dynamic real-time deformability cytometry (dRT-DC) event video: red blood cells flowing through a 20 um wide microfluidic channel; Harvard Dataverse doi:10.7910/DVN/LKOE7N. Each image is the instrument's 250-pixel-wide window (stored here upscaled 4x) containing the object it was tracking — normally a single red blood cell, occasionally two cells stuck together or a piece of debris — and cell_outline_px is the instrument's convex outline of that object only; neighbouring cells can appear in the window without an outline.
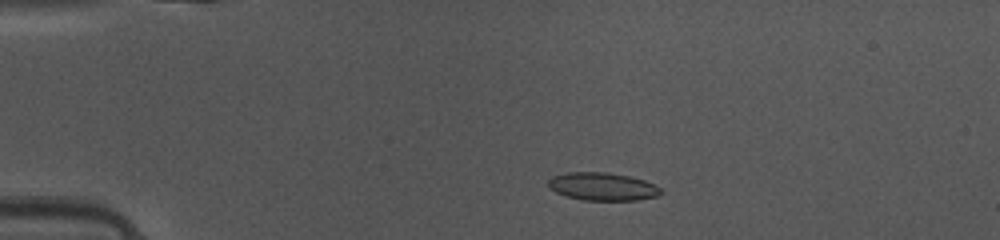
{"species": "common noctule bat (a hibernating species)", "species_latin": "Nyctalus noctula", "temperature_condition": "warm", "stored_images_in_passage": 49, "camera_frame_rate_fps": 3000, "um_per_image_px": 0.085, "animal": {"sex": "female", "body_mass_g": 10.0, "forearm_length_mm": 53.1}, "frame": {"image": 1, "passage_image": 11, "time_ms": 3.333, "image_size_px": [1000, 240], "cell_outline_px": [[660, 192], [656, 196], [636, 200], [580, 200], [556, 192], [548, 188], [548, 180], [552, 176], [568, 172], [604, 172], [628, 176], [644, 180], [660, 188]], "centroid_in_image_um": [51.15, 15.85], "position_along_channel_um": 33.9, "area_um2": 18.09}}
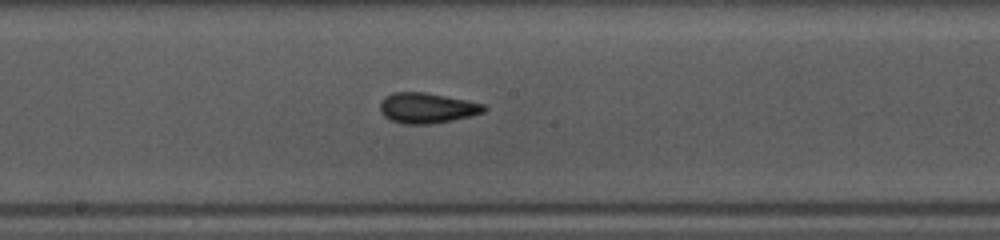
{"frame": {"image": 2, "passage_image": 27, "time_ms": 8.667, "image_size_px": [1000, 240], "cell_outline_px": [[488, 108], [484, 112], [452, 120], [428, 124], [404, 124], [392, 120], [384, 116], [380, 112], [380, 104], [384, 96], [392, 92], [424, 92], [484, 104]], "centroid_in_image_um": [36.25, 9.17], "position_along_channel_um": 211.9, "area_um2": 18.21}}
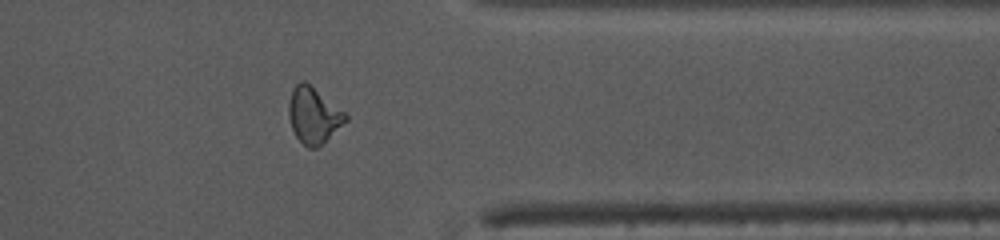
{"frame": {"image": 3, "passage_image": 40, "time_ms": 13.0, "image_size_px": [1000, 240], "cell_outline_px": [[348, 120], [316, 148], [308, 148], [296, 136], [292, 128], [288, 116], [288, 104], [292, 88], [300, 80], [304, 80], [344, 112], [348, 116]], "centroid_in_image_um": [26.62, 9.79], "position_along_channel_um": 384.8, "area_um2": 18.21}, "authors_computed_cell_mechanics": {"area_um2": 17.9758, "velocity_mm_per_s": 4.151, "shape_relaxation_time_tau1_ms": 6.4777, "shape_relaxation_time_tau2_ms": 1.3025, "deformation_change_tau1": 0.1584, "deformation_change_tau2": 0.0799}}